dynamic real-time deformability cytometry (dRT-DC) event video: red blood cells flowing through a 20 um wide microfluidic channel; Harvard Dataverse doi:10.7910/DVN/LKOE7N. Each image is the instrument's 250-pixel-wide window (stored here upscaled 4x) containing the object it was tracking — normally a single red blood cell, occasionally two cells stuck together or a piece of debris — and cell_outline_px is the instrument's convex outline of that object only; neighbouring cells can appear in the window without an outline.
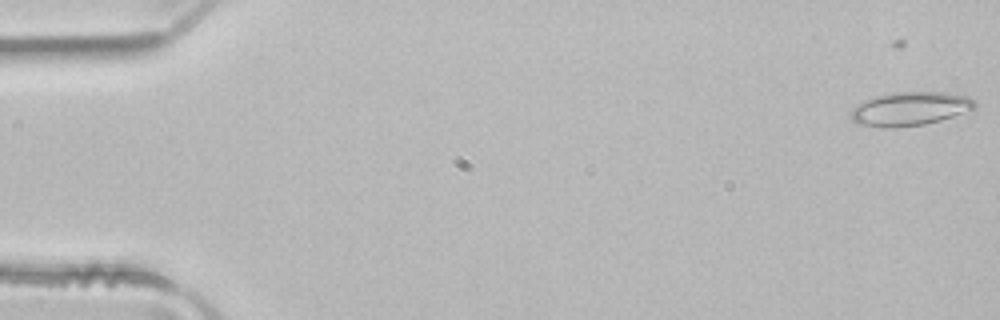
{"species": "common noctule bat (a hibernating species)", "species_latin": "Nyctalus noctula", "temperature_condition": "room temperature", "stored_images_in_passage": 18, "camera_frame_rate_fps": 3000, "um_per_image_px": 0.085, "animal": {"sex": "male", "body_mass_g": 21.5, "forearm_length_mm": 52.0}, "frame": {"image": 1, "passage_image": 4, "time_ms": 1.0, "image_size_px": [1000, 320], "cell_outline_px": [[976, 108], [940, 120], [924, 124], [896, 128], [884, 128], [856, 124], [848, 116], [848, 112], [856, 104], [872, 96], [892, 92], [948, 92], [968, 96], [976, 104]], "centroid_in_image_um": [77.26, 9.24], "position_along_channel_um": 7.7, "area_um2": 24.8}}